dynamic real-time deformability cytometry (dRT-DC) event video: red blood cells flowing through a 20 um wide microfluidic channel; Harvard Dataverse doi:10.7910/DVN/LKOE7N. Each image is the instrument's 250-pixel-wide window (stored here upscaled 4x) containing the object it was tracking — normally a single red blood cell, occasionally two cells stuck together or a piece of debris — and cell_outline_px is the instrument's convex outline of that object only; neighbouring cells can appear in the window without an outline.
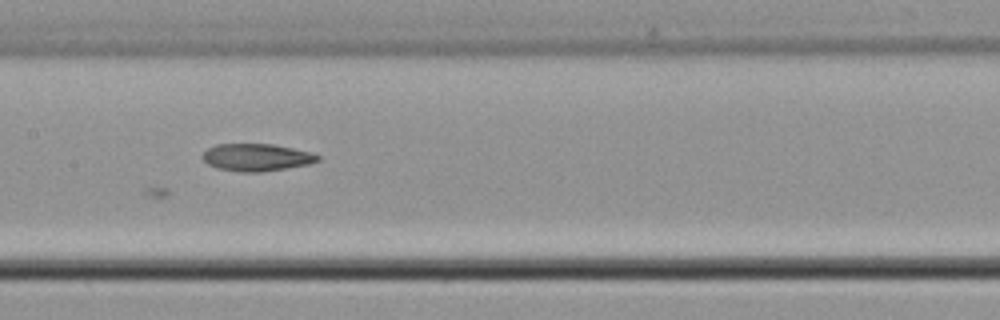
{"species": "common noctule bat (a hibernating species)", "species_latin": "Nyctalus noctula", "temperature_condition": "cold", "stored_images_in_passage": 8, "camera_frame_rate_fps": 3000, "um_per_image_px": 0.085, "animal": {"sex": "male", "body_mass_g": 21.5, "forearm_length_mm": 52.0}, "frame": {"image": 1, "passage_image": 7, "time_ms": 7.333, "image_size_px": [1000, 320], "cell_outline_px": [[320, 160], [308, 164], [260, 172], [240, 172], [216, 168], [208, 164], [200, 156], [208, 148], [216, 144], [272, 144], [312, 152], [320, 156]], "centroid_in_image_um": [21.78, 13.37], "position_along_channel_um": 185.6, "area_um2": 18.32}}